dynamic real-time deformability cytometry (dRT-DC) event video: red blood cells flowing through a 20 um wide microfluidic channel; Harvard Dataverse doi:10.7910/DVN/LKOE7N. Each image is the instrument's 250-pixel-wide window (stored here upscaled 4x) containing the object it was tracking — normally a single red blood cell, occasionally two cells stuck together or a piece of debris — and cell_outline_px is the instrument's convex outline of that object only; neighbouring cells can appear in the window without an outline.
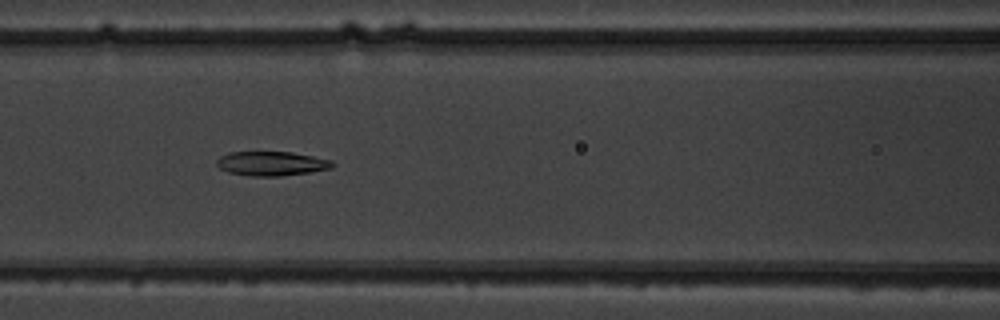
{"species": "common noctule bat (a hibernating species)", "species_latin": "Nyctalus noctula", "temperature_condition": "warm", "stored_images_in_passage": 9, "camera_frame_rate_fps": 3000, "um_per_image_px": 0.085, "animal": {"sex": "male", "body_mass_g": 19.5, "forearm_length_mm": 54.6}, "frame": {"image": 1, "passage_image": 7, "time_ms": 6.667, "image_size_px": [1000, 320], "cell_outline_px": [[336, 164], [332, 168], [308, 172], [280, 176], [252, 176], [228, 172], [220, 168], [216, 164], [216, 160], [220, 156], [228, 152], [292, 152], [332, 160]], "centroid_in_image_um": [23.07, 13.89], "position_along_channel_um": 143.5, "area_um2": 16.36}}
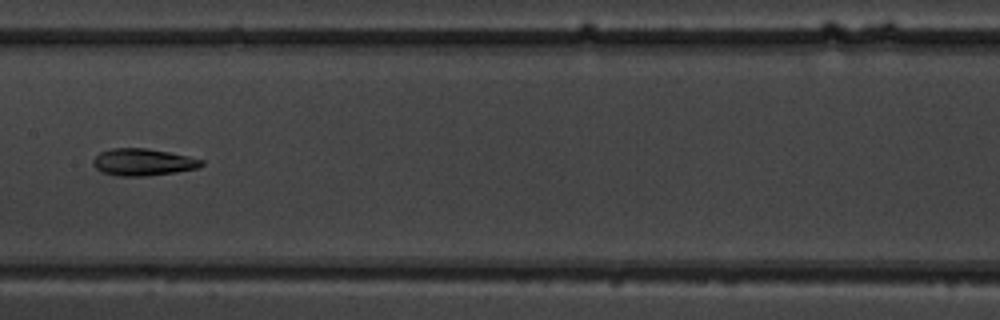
{"frame": {"image": 2, "passage_image": 8, "time_ms": 8.0, "image_size_px": [1000, 320], "cell_outline_px": [[204, 164], [200, 168], [144, 176], [116, 176], [100, 172], [92, 164], [92, 160], [100, 152], [112, 148], [148, 148], [188, 156], [204, 160]], "centroid_in_image_um": [12.13, 13.78], "position_along_channel_um": 195.3, "area_um2": 17.11}}
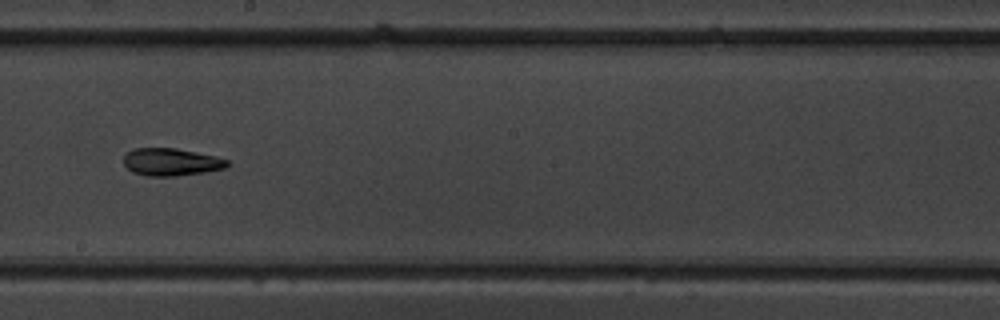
{"frame": {"image": 3, "passage_image": 9, "time_ms": 9.0, "image_size_px": [1000, 320], "cell_outline_px": [[228, 164], [224, 168], [204, 172], [176, 176], [144, 176], [132, 172], [124, 164], [124, 156], [132, 148], [176, 148], [196, 152], [228, 160]], "centroid_in_image_um": [14.49, 13.77], "position_along_channel_um": 233.7, "area_um2": 16.47}}